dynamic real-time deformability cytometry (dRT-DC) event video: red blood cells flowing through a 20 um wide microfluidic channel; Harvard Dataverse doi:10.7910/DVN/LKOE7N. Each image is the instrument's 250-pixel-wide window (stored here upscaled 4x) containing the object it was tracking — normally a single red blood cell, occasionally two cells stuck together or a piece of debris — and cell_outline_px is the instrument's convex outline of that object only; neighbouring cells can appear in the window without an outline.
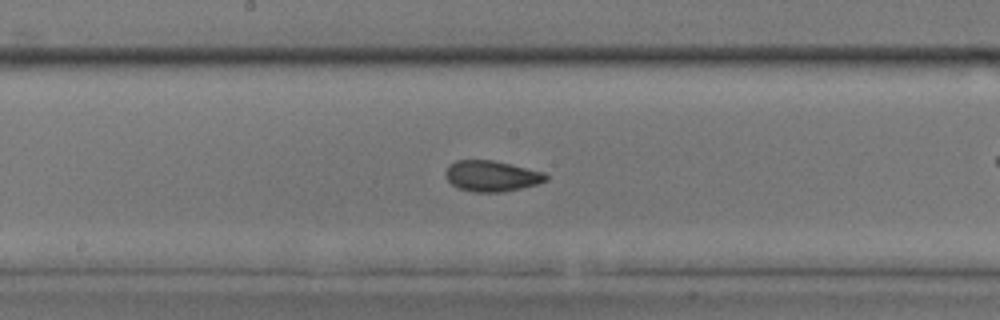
{"species": "common noctule bat (a hibernating species)", "species_latin": "Nyctalus noctula", "temperature_condition": "room temperature", "stored_images_in_passage": 18, "camera_frame_rate_fps": 3000, "um_per_image_px": 0.085, "animal": {"sex": "male", "body_mass_g": 17.9, "forearm_length_mm": 54.2}, "frame": {"image": 1, "passage_image": 16, "time_ms": 5.0, "image_size_px": [1000, 320], "cell_outline_px": [[548, 180], [536, 184], [504, 192], [472, 192], [460, 188], [452, 184], [444, 176], [444, 172], [448, 164], [456, 160], [492, 160], [544, 172], [548, 176]], "centroid_in_image_um": [41.75, 14.96], "position_along_channel_um": 206.4, "area_um2": 18.03}}